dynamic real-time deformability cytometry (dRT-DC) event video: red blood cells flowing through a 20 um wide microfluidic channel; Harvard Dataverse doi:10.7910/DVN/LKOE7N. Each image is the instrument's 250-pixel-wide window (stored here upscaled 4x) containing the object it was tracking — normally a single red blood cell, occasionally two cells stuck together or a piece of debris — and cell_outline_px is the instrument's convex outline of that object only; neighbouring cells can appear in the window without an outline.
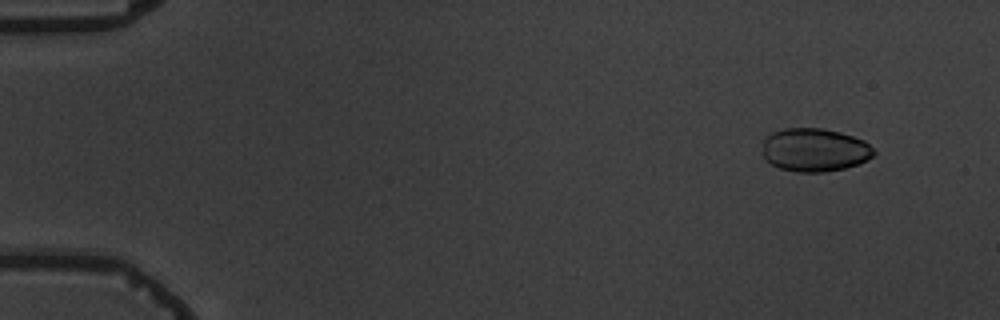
{"species": "common noctule bat (a hibernating species)", "species_latin": "Nyctalus noctula", "temperature_condition": "warm", "stored_images_in_passage": 8, "camera_frame_rate_fps": 3000, "um_per_image_px": 0.085, "animal": {"sex": "male", "body_mass_g": 19.5, "forearm_length_mm": 54.6}, "frame": {"image": 1, "passage_image": 2, "time_ms": 1.0, "image_size_px": [1000, 320], "cell_outline_px": [[876, 152], [872, 156], [860, 164], [844, 168], [824, 172], [796, 172], [780, 168], [764, 160], [764, 140], [772, 132], [784, 128], [824, 128], [840, 132], [864, 140]], "centroid_in_image_um": [69.25, 12.74], "position_along_channel_um": 15.7, "area_um2": 28.09}}
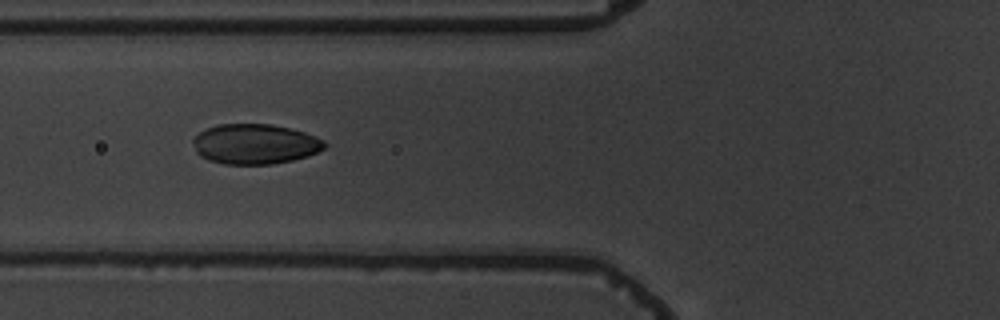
{"frame": {"image": 2, "passage_image": 7, "time_ms": 6.667, "image_size_px": [1000, 320], "cell_outline_px": [[328, 144], [324, 148], [308, 156], [292, 160], [272, 164], [224, 164], [208, 160], [200, 156], [196, 152], [192, 140], [204, 128], [216, 124], [272, 124], [292, 128], [316, 136], [324, 140]], "centroid_in_image_um": [21.67, 12.23], "position_along_channel_um": 104.1, "area_um2": 30.98}}
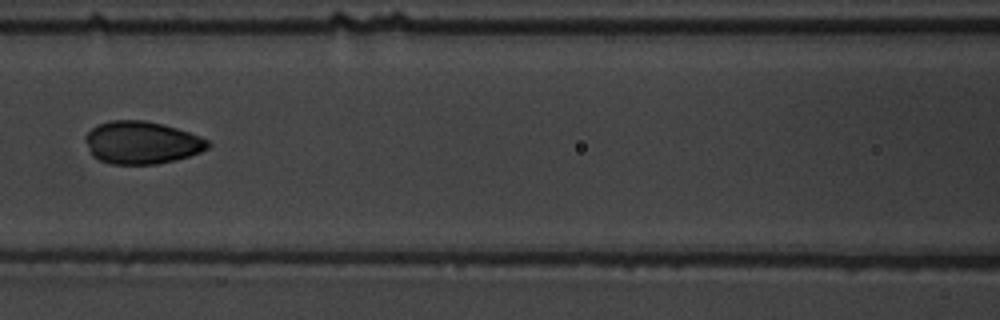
{"frame": {"image": 3, "passage_image": 8, "time_ms": 8.0, "image_size_px": [1000, 320], "cell_outline_px": [[212, 144], [208, 148], [200, 152], [176, 160], [156, 164], [112, 164], [100, 160], [92, 156], [84, 140], [84, 136], [92, 128], [108, 120], [144, 120], [164, 124], [200, 136], [208, 140]], "centroid_in_image_um": [12.04, 12.12], "position_along_channel_um": 154.6, "area_um2": 30.52}}